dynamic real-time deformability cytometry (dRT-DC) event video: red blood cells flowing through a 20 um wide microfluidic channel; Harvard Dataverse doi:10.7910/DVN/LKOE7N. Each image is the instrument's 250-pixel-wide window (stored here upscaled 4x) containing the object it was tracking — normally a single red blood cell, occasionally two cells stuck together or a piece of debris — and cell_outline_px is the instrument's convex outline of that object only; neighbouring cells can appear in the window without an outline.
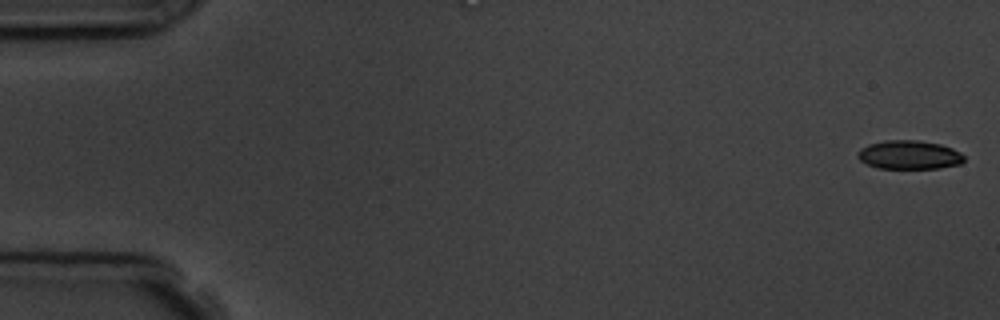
{"species": "common noctule bat (a hibernating species)", "species_latin": "Nyctalus noctula", "temperature_condition": "room temperature", "stored_images_in_passage": 6, "segment_of_instrument_passage": [1, 2], "camera_frame_rate_fps": 3000, "um_per_image_px": 0.085, "animal": {"sex": "male", "body_mass_g": 19.5, "forearm_length_mm": 54.6}, "frame": {"image": 1, "passage_image": 1, "time_ms": 0.0, "image_size_px": [1000, 320], "cell_outline_px": [[964, 160], [960, 164], [940, 168], [876, 168], [860, 160], [856, 156], [856, 152], [860, 148], [868, 144], [884, 140], [920, 140], [940, 144], [952, 148], [960, 152], [964, 156]], "centroid_in_image_um": [77.26, 13.15], "position_along_channel_um": 7.7, "area_um2": 17.98}}
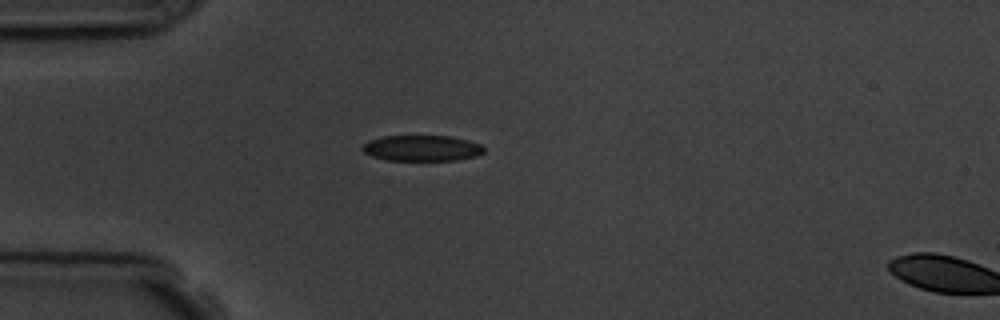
{"frame": {"image": 2, "passage_image": 5, "time_ms": 4.667, "image_size_px": [1000, 320], "cell_outline_px": [[484, 152], [476, 156], [456, 160], [388, 160], [372, 156], [364, 152], [360, 148], [368, 140], [384, 136], [448, 136], [468, 140], [480, 144], [484, 148]], "centroid_in_image_um": [35.85, 12.59], "position_along_channel_um": 49.2, "area_um2": 18.21}}